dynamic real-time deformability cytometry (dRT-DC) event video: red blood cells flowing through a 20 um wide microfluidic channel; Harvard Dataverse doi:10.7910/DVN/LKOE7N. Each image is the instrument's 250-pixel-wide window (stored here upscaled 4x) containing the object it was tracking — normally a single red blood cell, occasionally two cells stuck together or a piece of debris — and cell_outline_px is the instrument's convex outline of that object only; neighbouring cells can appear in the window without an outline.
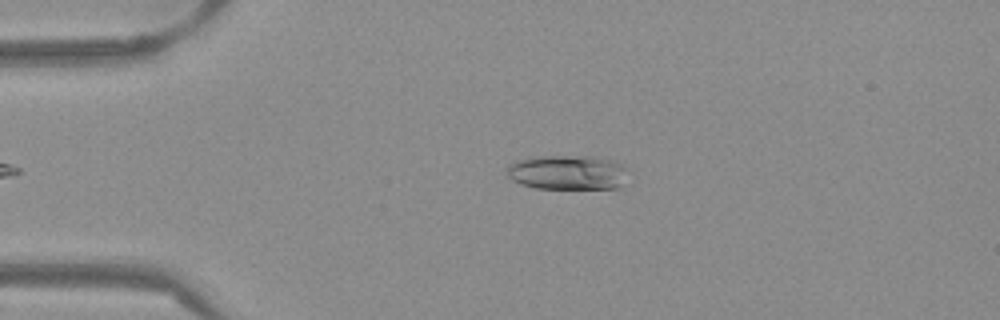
{"species": "Egyptian fruit bat (a non-hibernating species)", "species_latin": "Rousettus aegyptiacus", "temperature_condition": "warm", "stored_images_in_passage": 49, "camera_frame_rate_fps": 3000, "um_per_image_px": 0.085, "frame": {"image": 1, "passage_image": 8, "time_ms": 2.333, "image_size_px": [1000, 320], "cell_outline_px": [[624, 168], [620, 188], [536, 188], [520, 184], [512, 180], [508, 176], [504, 168], [508, 164], [516, 160], [528, 156], [588, 156], [612, 160], [620, 164]], "centroid_in_image_um": [48.1, 14.64], "position_along_channel_um": 36.9, "area_um2": 24.33}}
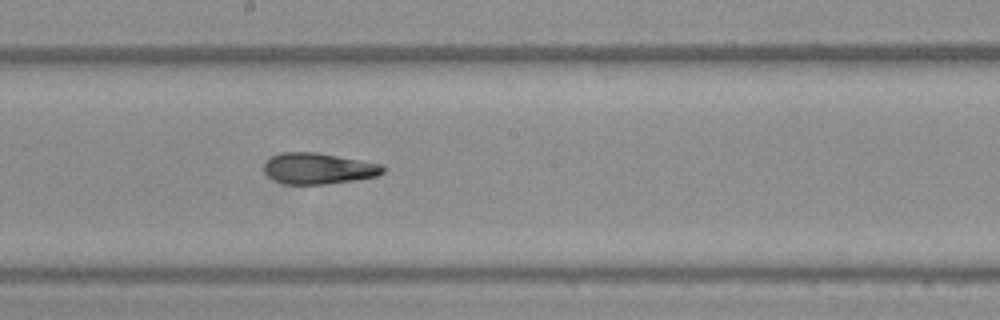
{"frame": {"image": 2, "passage_image": 25, "time_ms": 8.0, "image_size_px": [1000, 320], "cell_outline_px": [[384, 172], [380, 176], [356, 180], [324, 184], [284, 184], [268, 176], [264, 172], [264, 164], [272, 156], [284, 152], [316, 152], [384, 164]], "centroid_in_image_um": [27.11, 14.32], "position_along_channel_um": 221.1, "area_um2": 21.62}}
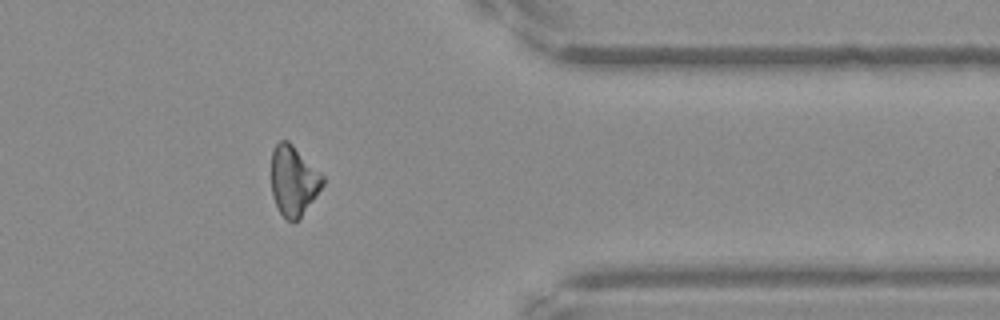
{"frame": {"image": 3, "passage_image": 39, "time_ms": 12.667, "image_size_px": [1000, 320], "cell_outline_px": [[324, 184], [300, 220], [288, 220], [280, 212], [272, 196], [272, 152], [276, 144], [280, 140], [288, 140], [324, 176]], "centroid_in_image_um": [24.96, 15.37], "position_along_channel_um": 386.4, "area_um2": 20.81}, "authors_computed_cell_mechanics": {"area_um2": 21.964, "velocity_mm_per_s": 3.8804, "shape_relaxation_time_tau1_ms": null, "shape_relaxation_time_tau2_ms": 2.7271, "deformation_change_tau1": null, "deformation_change_tau2": 0.0597}}